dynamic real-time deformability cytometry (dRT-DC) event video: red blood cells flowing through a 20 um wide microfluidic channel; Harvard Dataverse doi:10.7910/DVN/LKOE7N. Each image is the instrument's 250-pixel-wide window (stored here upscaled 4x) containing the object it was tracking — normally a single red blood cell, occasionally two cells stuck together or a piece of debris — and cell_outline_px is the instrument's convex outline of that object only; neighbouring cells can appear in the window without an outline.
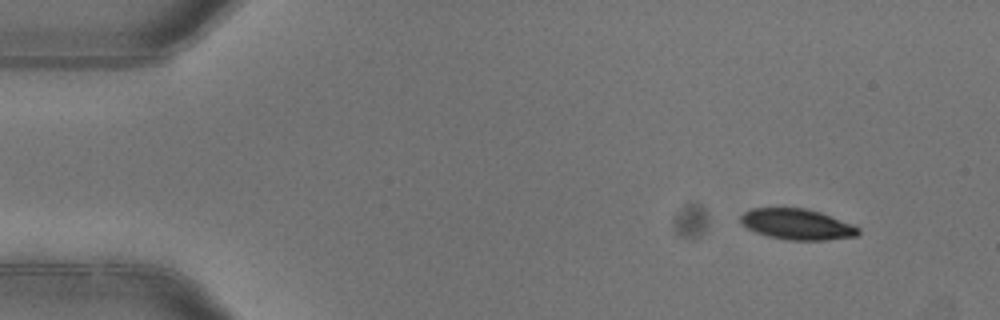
{"species": "common noctule bat (a hibernating species)", "species_latin": "Nyctalus noctula", "temperature_condition": "warm", "stored_images_in_passage": 3, "camera_frame_rate_fps": 3000, "um_per_image_px": 0.085, "animal": {"sex": "female"}, "frame": {"image": 1, "passage_image": 1, "time_ms": 0.0, "image_size_px": [1000, 320], "cell_outline_px": [[860, 232], [856, 236], [824, 240], [788, 240], [768, 236], [756, 232], [748, 228], [740, 220], [740, 216], [744, 212], [752, 208], [804, 208], [820, 212], [852, 224], [860, 228]], "centroid_in_image_um": [67.76, 19.06], "position_along_channel_um": 17.2, "area_um2": 20.92}}
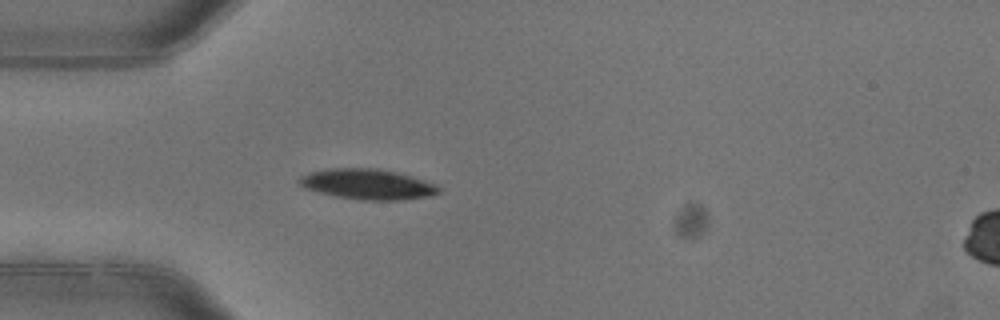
{"frame": {"image": 2, "passage_image": 3, "time_ms": 0.667, "image_size_px": [1000, 320], "cell_outline_px": [[440, 192], [428, 196], [400, 200], [368, 200], [336, 196], [304, 188], [296, 180], [300, 176], [308, 172], [328, 168], [380, 168], [396, 172], [436, 184], [440, 188]], "centroid_in_image_um": [31.2, 15.64], "position_along_channel_um": 53.8, "area_um2": 24.57}}